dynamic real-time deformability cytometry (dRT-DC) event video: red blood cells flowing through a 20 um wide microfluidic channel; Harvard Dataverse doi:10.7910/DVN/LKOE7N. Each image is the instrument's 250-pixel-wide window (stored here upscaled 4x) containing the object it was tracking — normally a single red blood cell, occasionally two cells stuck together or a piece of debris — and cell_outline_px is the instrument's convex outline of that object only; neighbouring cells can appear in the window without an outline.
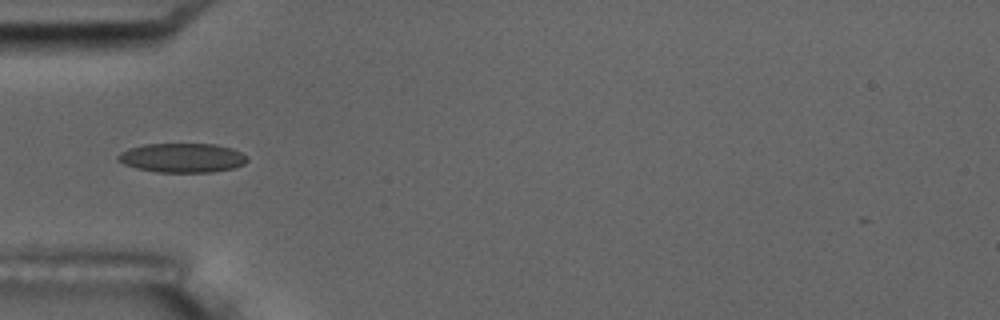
{"species": "common noctule bat (a hibernating species)", "species_latin": "Nyctalus noctula", "temperature_condition": "room temperature", "stored_images_in_passage": 6, "camera_frame_rate_fps": 3000, "um_per_image_px": 0.085, "animal": {"sex": "male", "body_mass_g": 17.5, "forearm_length_mm": 52.3}, "frame": {"image": 1, "passage_image": 5, "time_ms": 5.667, "image_size_px": [1000, 320], "cell_outline_px": [[248, 160], [244, 164], [232, 168], [212, 172], [156, 172], [136, 168], [124, 164], [116, 160], [116, 156], [120, 152], [144, 144], [216, 144], [232, 148], [248, 156]], "centroid_in_image_um": [15.49, 13.41], "position_along_channel_um": 69.5, "area_um2": 22.08}}